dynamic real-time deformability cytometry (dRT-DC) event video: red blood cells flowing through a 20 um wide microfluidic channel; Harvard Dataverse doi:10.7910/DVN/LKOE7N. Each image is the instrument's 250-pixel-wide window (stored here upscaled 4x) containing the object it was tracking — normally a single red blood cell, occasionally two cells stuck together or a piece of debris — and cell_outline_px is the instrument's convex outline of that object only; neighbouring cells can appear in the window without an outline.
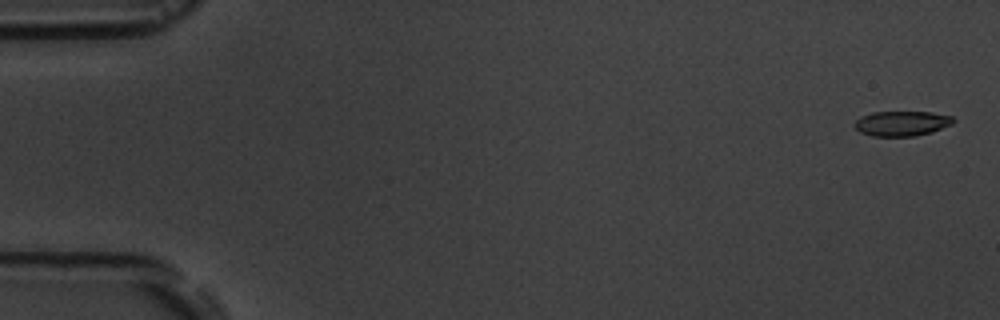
{"species": "common noctule bat (a hibernating species)", "species_latin": "Nyctalus noctula", "temperature_condition": "room temperature", "stored_images_in_passage": 5, "camera_frame_rate_fps": 3000, "um_per_image_px": 0.085, "animal": {"sex": "male", "body_mass_g": 19.5, "forearm_length_mm": 54.6}, "frame": {"image": 1, "passage_image": 1, "time_ms": 0.0, "image_size_px": [1000, 320], "cell_outline_px": [[956, 120], [952, 124], [932, 132], [916, 136], [872, 136], [860, 132], [852, 124], [860, 116], [872, 112], [932, 112], [952, 116]], "centroid_in_image_um": [76.65, 10.49], "position_along_channel_um": 8.4, "area_um2": 14.51}}
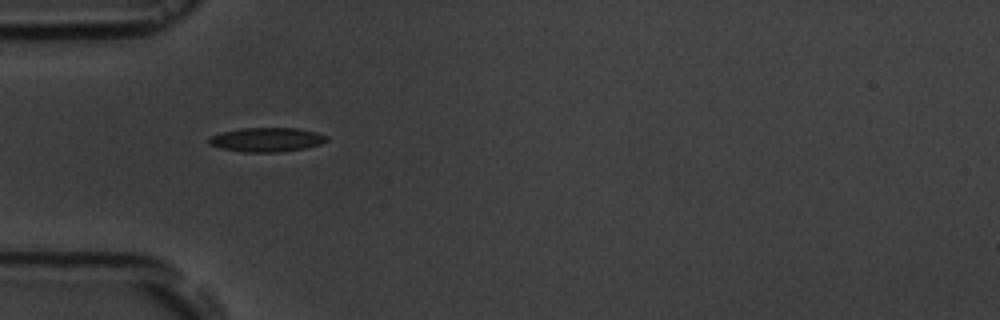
{"frame": {"image": 2, "passage_image": 4, "time_ms": 5.333, "image_size_px": [1000, 320], "cell_outline_px": [[328, 140], [320, 144], [304, 148], [280, 152], [244, 152], [220, 148], [208, 144], [208, 140], [212, 136], [224, 132], [244, 128], [300, 128], [316, 132], [328, 136]], "centroid_in_image_um": [22.7, 11.87], "position_along_channel_um": 62.3, "area_um2": 16.47}}
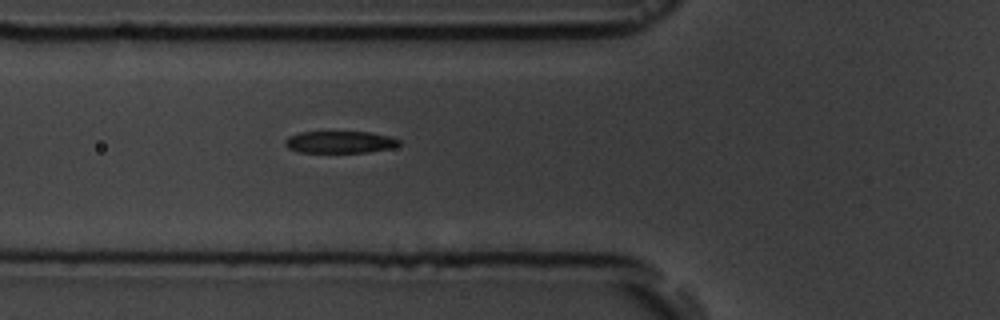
{"frame": {"image": 3, "passage_image": 5, "time_ms": 6.333, "image_size_px": [1000, 320], "cell_outline_px": [[400, 144], [392, 148], [368, 152], [300, 152], [288, 148], [284, 144], [284, 140], [288, 136], [300, 132], [368, 132], [388, 136], [400, 140]], "centroid_in_image_um": [28.86, 12.07], "position_along_channel_um": 96.9, "area_um2": 14.57}}